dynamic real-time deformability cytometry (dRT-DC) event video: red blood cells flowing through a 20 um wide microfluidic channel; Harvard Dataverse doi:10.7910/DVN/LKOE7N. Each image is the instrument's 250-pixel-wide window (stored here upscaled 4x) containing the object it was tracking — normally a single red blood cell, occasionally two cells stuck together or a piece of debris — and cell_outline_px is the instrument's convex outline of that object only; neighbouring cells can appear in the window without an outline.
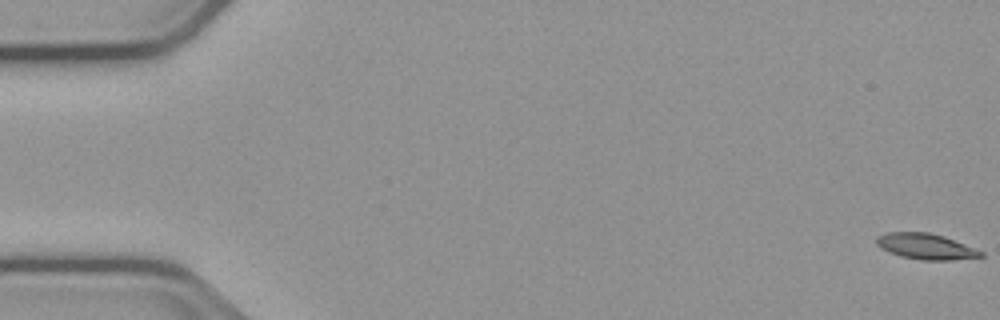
{"species": "common noctule bat (a hibernating species)", "species_latin": "Nyctalus noctula", "temperature_condition": "cold", "stored_images_in_passage": 16, "camera_frame_rate_fps": 3000, "um_per_image_px": 0.085, "animal": {"sex": "male", "body_mass_g": 23.1, "forearm_length_mm": 52.7}, "frame": {"image": 1, "passage_image": 1, "time_ms": 0.0, "image_size_px": [1000, 320], "cell_outline_px": [[984, 256], [952, 260], [920, 260], [900, 256], [888, 252], [880, 248], [876, 244], [876, 236], [884, 232], [928, 232], [944, 236], [984, 252]], "centroid_in_image_um": [78.64, 20.94], "position_along_channel_um": 6.4, "area_um2": 15.78}}
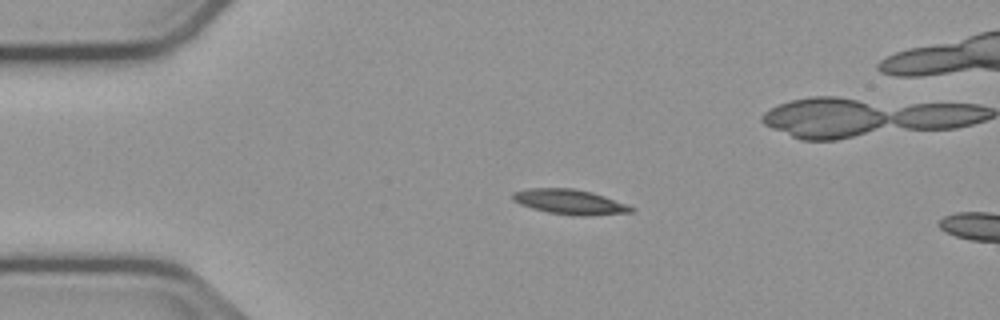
{"frame": {"image": 2, "passage_image": 13, "time_ms": 4.0, "image_size_px": [1000, 320], "cell_outline_px": [[636, 208], [632, 212], [588, 216], [580, 216], [548, 212], [532, 208], [520, 204], [512, 200], [512, 192], [528, 188], [572, 188], [592, 192], [628, 204]], "centroid_in_image_um": [48.44, 17.15], "position_along_channel_um": 36.6, "area_um2": 17.28}}